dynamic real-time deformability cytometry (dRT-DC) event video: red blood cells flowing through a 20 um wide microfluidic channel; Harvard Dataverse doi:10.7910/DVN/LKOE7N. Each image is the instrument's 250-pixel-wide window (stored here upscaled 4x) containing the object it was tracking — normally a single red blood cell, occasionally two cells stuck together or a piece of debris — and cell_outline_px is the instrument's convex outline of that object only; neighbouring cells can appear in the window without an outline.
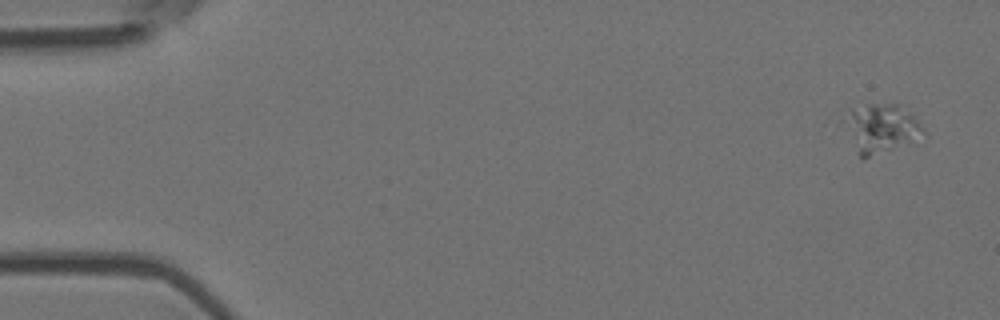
{"species": "Egyptian fruit bat (a non-hibernating species)", "species_latin": "Rousettus aegyptiacus", "temperature_condition": "room temperature", "stored_images_in_passage": 4, "camera_frame_rate_fps": 3000, "um_per_image_px": 0.085, "animal": {"sex": "female"}, "frame": {"image": 1, "passage_image": 1, "time_ms": 0.0, "image_size_px": [1000, 320], "cell_outline_px": [[928, 136], [864, 160], [860, 156], [836, 124], [836, 120], [848, 108], [868, 104], [900, 104], [912, 112], [928, 132]], "centroid_in_image_um": [74.78, 10.89], "position_along_channel_um": 10.2, "area_um2": 24.57}}
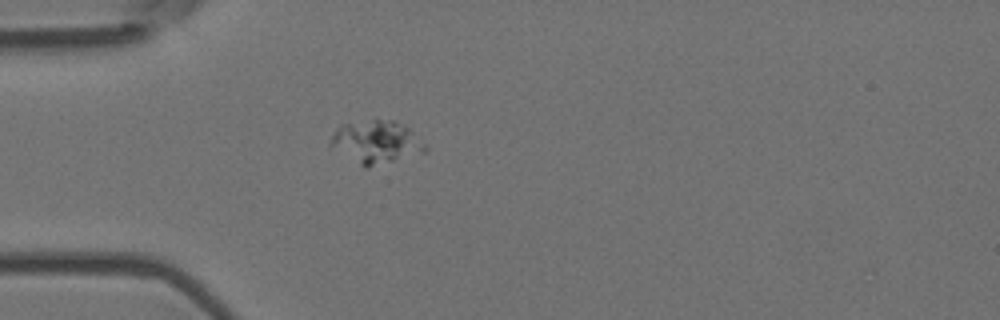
{"frame": {"image": 2, "passage_image": 4, "time_ms": 1.0, "image_size_px": [1000, 320], "cell_outline_px": [[428, 148], [424, 152], [364, 168], [328, 144], [336, 128], [340, 124], [376, 116], [392, 120], [408, 128]], "centroid_in_image_um": [31.92, 12.01], "position_along_channel_um": 53.1, "area_um2": 23.64}}